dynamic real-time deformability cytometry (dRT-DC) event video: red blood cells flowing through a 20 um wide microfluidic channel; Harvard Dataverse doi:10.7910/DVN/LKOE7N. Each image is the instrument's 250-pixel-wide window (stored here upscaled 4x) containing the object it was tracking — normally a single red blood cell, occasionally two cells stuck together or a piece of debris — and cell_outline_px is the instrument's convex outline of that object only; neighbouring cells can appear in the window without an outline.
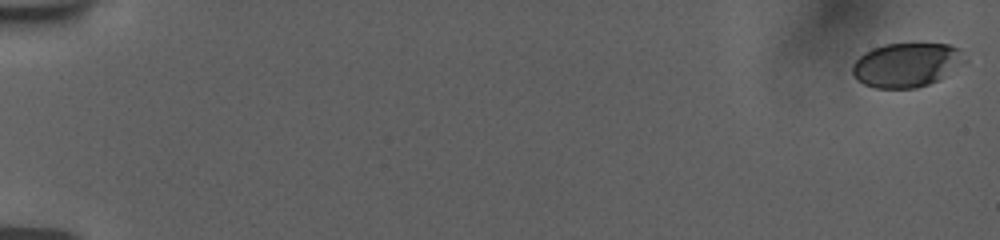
{"species": "human", "species_latin": "Homo sapiens", "temperature_condition": "room temperature", "stored_images_in_passage": 36, "camera_frame_rate_fps": 3000, "um_per_image_px": 0.085, "donor": {"sex": "female"}, "frame": {"image": 1, "passage_image": 1, "time_ms": 0.0, "image_size_px": [1000, 240], "cell_outline_px": [[968, 60], [940, 80], [916, 88], [876, 88], [864, 84], [852, 72], [852, 64], [864, 52], [872, 48], [884, 44], [948, 44], [960, 48]], "centroid_in_image_um": [77.1, 5.51], "position_along_channel_um": 7.9, "area_um2": 29.02}}
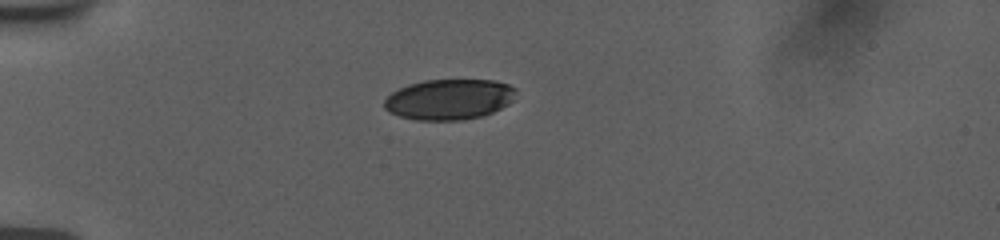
{"frame": {"image": 2, "passage_image": 25, "time_ms": 5.333, "image_size_px": [1000, 240], "cell_outline_px": [[516, 88], [512, 100], [508, 104], [492, 112], [480, 116], [464, 120], [416, 120], [400, 116], [388, 112], [384, 108], [384, 100], [392, 92], [408, 84], [424, 80], [496, 80], [508, 84]], "centroid_in_image_um": [38.16, 8.44], "position_along_channel_um": 46.8, "area_um2": 31.1}}
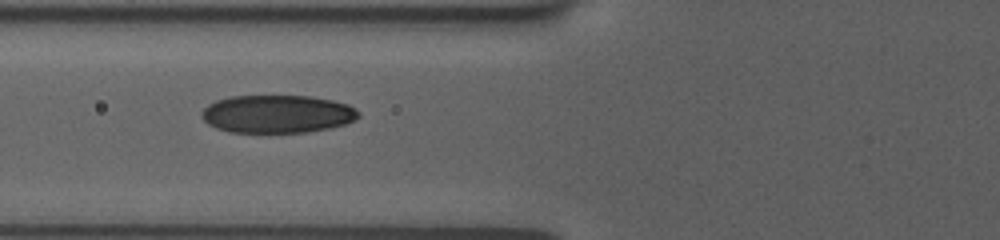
{"frame": {"image": 3, "passage_image": 35, "time_ms": 7.667, "image_size_px": [1000, 240], "cell_outline_px": [[360, 116], [344, 124], [328, 128], [308, 132], [228, 132], [216, 128], [208, 124], [200, 116], [200, 112], [208, 104], [216, 100], [232, 96], [312, 96], [332, 100], [348, 104], [356, 108], [360, 112]], "centroid_in_image_um": [23.55, 9.68], "position_along_channel_um": 102.3, "area_um2": 34.8}}